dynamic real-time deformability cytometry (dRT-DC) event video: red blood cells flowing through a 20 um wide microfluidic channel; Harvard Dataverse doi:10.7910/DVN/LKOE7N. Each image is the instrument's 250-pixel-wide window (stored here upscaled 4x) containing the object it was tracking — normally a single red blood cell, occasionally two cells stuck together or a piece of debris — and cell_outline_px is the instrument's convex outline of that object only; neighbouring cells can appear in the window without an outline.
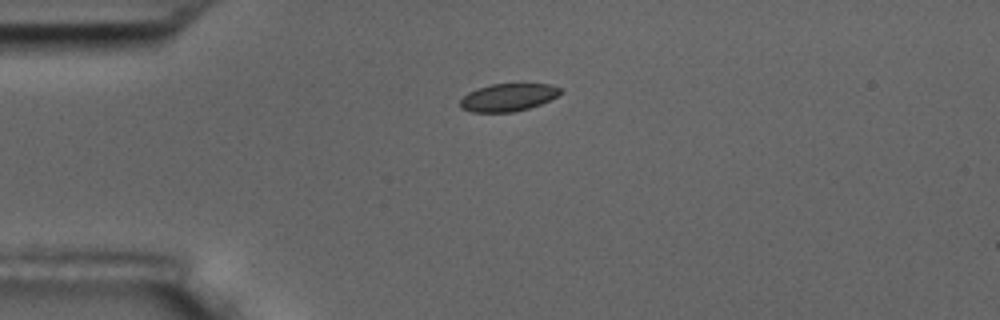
{"species": "common noctule bat (a hibernating species)", "species_latin": "Nyctalus noctula", "temperature_condition": "room temperature", "stored_images_in_passage": 3, "camera_frame_rate_fps": 3000, "um_per_image_px": 0.085, "animal": {"sex": "male", "body_mass_g": 17.5, "forearm_length_mm": 52.3}, "frame": {"image": 1, "passage_image": 1, "time_ms": 0.0, "image_size_px": [1000, 320], "cell_outline_px": [[564, 92], [540, 104], [528, 108], [512, 112], [472, 112], [460, 108], [460, 100], [468, 92], [476, 88], [492, 84], [552, 84], [560, 88]], "centroid_in_image_um": [43.17, 8.27], "position_along_channel_um": 41.8, "area_um2": 16.13}}